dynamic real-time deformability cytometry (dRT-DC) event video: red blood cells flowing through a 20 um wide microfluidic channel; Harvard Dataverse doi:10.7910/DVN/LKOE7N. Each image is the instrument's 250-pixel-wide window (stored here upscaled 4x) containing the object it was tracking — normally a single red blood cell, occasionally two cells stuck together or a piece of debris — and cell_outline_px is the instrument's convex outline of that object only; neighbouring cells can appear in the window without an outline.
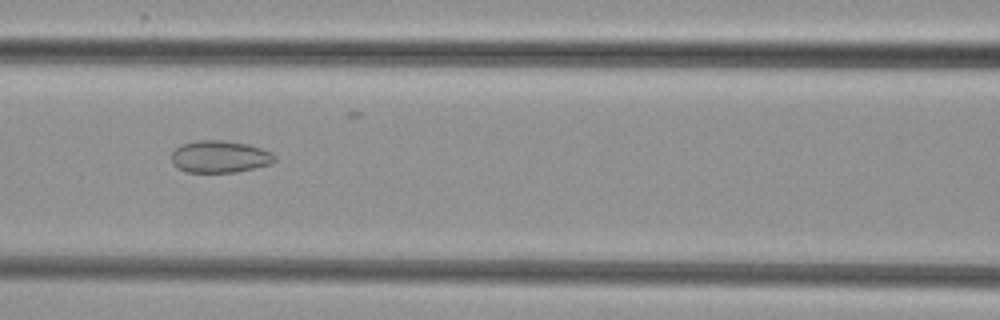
{"species": "common noctule bat (a hibernating species)", "species_latin": "Nyctalus noctula", "temperature_condition": "cold", "stored_images_in_passage": 10, "segment_of_instrument_passage": [1, 2], "camera_frame_rate_fps": 3000, "um_per_image_px": 0.085, "animal": {"sex": "female", "body_mass_g": 29.2, "forearm_length_mm": 56.3}, "frame": {"image": 1, "passage_image": 7, "time_ms": 6.667, "image_size_px": [1000, 320], "cell_outline_px": [[276, 160], [272, 164], [236, 172], [184, 172], [176, 168], [172, 164], [172, 152], [180, 144], [200, 140], [224, 140], [248, 144], [272, 152], [276, 156]], "centroid_in_image_um": [18.68, 13.32], "position_along_channel_um": 147.9, "area_um2": 19.54}}
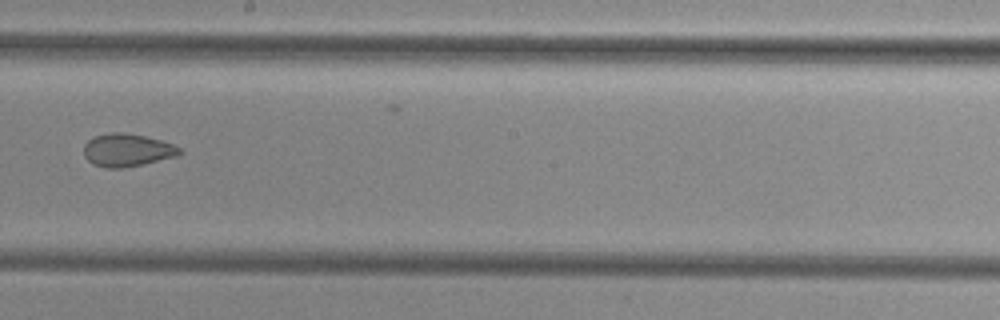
{"frame": {"image": 2, "passage_image": 9, "time_ms": 9.0, "image_size_px": [1000, 320], "cell_outline_px": [[184, 152], [180, 156], [124, 168], [104, 168], [92, 164], [84, 156], [84, 144], [92, 136], [108, 132], [124, 132], [144, 136], [160, 140], [172, 144], [180, 148]], "centroid_in_image_um": [10.8, 12.76], "position_along_channel_um": 237.4, "area_um2": 18.67}}